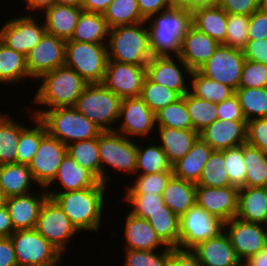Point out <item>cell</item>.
Segmentation results:
<instances>
[{
	"label": "cell",
	"instance_id": "obj_1",
	"mask_svg": "<svg viewBox=\"0 0 267 266\" xmlns=\"http://www.w3.org/2000/svg\"><path fill=\"white\" fill-rule=\"evenodd\" d=\"M153 57L179 56L182 41L192 26L191 0H179L172 7L147 19ZM173 52V53H171Z\"/></svg>",
	"mask_w": 267,
	"mask_h": 266
},
{
	"label": "cell",
	"instance_id": "obj_2",
	"mask_svg": "<svg viewBox=\"0 0 267 266\" xmlns=\"http://www.w3.org/2000/svg\"><path fill=\"white\" fill-rule=\"evenodd\" d=\"M107 185L98 181L82 190L57 192L46 190L48 196L63 210L79 233L98 232L102 225ZM105 200V201H104Z\"/></svg>",
	"mask_w": 267,
	"mask_h": 266
},
{
	"label": "cell",
	"instance_id": "obj_3",
	"mask_svg": "<svg viewBox=\"0 0 267 266\" xmlns=\"http://www.w3.org/2000/svg\"><path fill=\"white\" fill-rule=\"evenodd\" d=\"M41 84L33 97V104L44 109L74 107L77 99L89 84L72 68L66 65L42 75Z\"/></svg>",
	"mask_w": 267,
	"mask_h": 266
},
{
	"label": "cell",
	"instance_id": "obj_4",
	"mask_svg": "<svg viewBox=\"0 0 267 266\" xmlns=\"http://www.w3.org/2000/svg\"><path fill=\"white\" fill-rule=\"evenodd\" d=\"M33 113L45 125L47 133L66 146L81 140L98 138L102 130L74 107L39 109Z\"/></svg>",
	"mask_w": 267,
	"mask_h": 266
},
{
	"label": "cell",
	"instance_id": "obj_5",
	"mask_svg": "<svg viewBox=\"0 0 267 266\" xmlns=\"http://www.w3.org/2000/svg\"><path fill=\"white\" fill-rule=\"evenodd\" d=\"M146 22L109 29L108 61L147 65L153 57Z\"/></svg>",
	"mask_w": 267,
	"mask_h": 266
},
{
	"label": "cell",
	"instance_id": "obj_6",
	"mask_svg": "<svg viewBox=\"0 0 267 266\" xmlns=\"http://www.w3.org/2000/svg\"><path fill=\"white\" fill-rule=\"evenodd\" d=\"M121 98L102 83L88 84L74 108L102 131H114L120 116Z\"/></svg>",
	"mask_w": 267,
	"mask_h": 266
},
{
	"label": "cell",
	"instance_id": "obj_7",
	"mask_svg": "<svg viewBox=\"0 0 267 266\" xmlns=\"http://www.w3.org/2000/svg\"><path fill=\"white\" fill-rule=\"evenodd\" d=\"M98 147L102 183L107 185V182H109L108 168H111V170L113 168L115 171H120V173L125 175H136L137 142L132 141L115 130L102 131L98 136Z\"/></svg>",
	"mask_w": 267,
	"mask_h": 266
},
{
	"label": "cell",
	"instance_id": "obj_8",
	"mask_svg": "<svg viewBox=\"0 0 267 266\" xmlns=\"http://www.w3.org/2000/svg\"><path fill=\"white\" fill-rule=\"evenodd\" d=\"M107 63V43L66 41L65 65L89 84L103 82Z\"/></svg>",
	"mask_w": 267,
	"mask_h": 266
},
{
	"label": "cell",
	"instance_id": "obj_9",
	"mask_svg": "<svg viewBox=\"0 0 267 266\" xmlns=\"http://www.w3.org/2000/svg\"><path fill=\"white\" fill-rule=\"evenodd\" d=\"M223 231V221L194 204L180 217L178 249L191 250L198 243L214 238Z\"/></svg>",
	"mask_w": 267,
	"mask_h": 266
},
{
	"label": "cell",
	"instance_id": "obj_10",
	"mask_svg": "<svg viewBox=\"0 0 267 266\" xmlns=\"http://www.w3.org/2000/svg\"><path fill=\"white\" fill-rule=\"evenodd\" d=\"M31 13L9 18L0 29V41L25 56L47 32L45 23H37L39 20Z\"/></svg>",
	"mask_w": 267,
	"mask_h": 266
},
{
	"label": "cell",
	"instance_id": "obj_11",
	"mask_svg": "<svg viewBox=\"0 0 267 266\" xmlns=\"http://www.w3.org/2000/svg\"><path fill=\"white\" fill-rule=\"evenodd\" d=\"M35 229L62 254L65 253L68 242H71L70 239L79 232L50 197L41 206Z\"/></svg>",
	"mask_w": 267,
	"mask_h": 266
},
{
	"label": "cell",
	"instance_id": "obj_12",
	"mask_svg": "<svg viewBox=\"0 0 267 266\" xmlns=\"http://www.w3.org/2000/svg\"><path fill=\"white\" fill-rule=\"evenodd\" d=\"M245 60L242 50L220 44L198 71L208 79L237 90Z\"/></svg>",
	"mask_w": 267,
	"mask_h": 266
},
{
	"label": "cell",
	"instance_id": "obj_13",
	"mask_svg": "<svg viewBox=\"0 0 267 266\" xmlns=\"http://www.w3.org/2000/svg\"><path fill=\"white\" fill-rule=\"evenodd\" d=\"M18 266H34L56 260L62 253L37 230H17L11 236Z\"/></svg>",
	"mask_w": 267,
	"mask_h": 266
},
{
	"label": "cell",
	"instance_id": "obj_14",
	"mask_svg": "<svg viewBox=\"0 0 267 266\" xmlns=\"http://www.w3.org/2000/svg\"><path fill=\"white\" fill-rule=\"evenodd\" d=\"M224 232L242 263L267 247V230L264 224L234 217L224 223Z\"/></svg>",
	"mask_w": 267,
	"mask_h": 266
},
{
	"label": "cell",
	"instance_id": "obj_15",
	"mask_svg": "<svg viewBox=\"0 0 267 266\" xmlns=\"http://www.w3.org/2000/svg\"><path fill=\"white\" fill-rule=\"evenodd\" d=\"M145 68L150 81L176 91L181 97L189 92L187 80L192 70L179 56L152 57Z\"/></svg>",
	"mask_w": 267,
	"mask_h": 266
},
{
	"label": "cell",
	"instance_id": "obj_16",
	"mask_svg": "<svg viewBox=\"0 0 267 266\" xmlns=\"http://www.w3.org/2000/svg\"><path fill=\"white\" fill-rule=\"evenodd\" d=\"M118 122L121 125L115 131L131 140H134L132 137L135 138L136 136L147 138V136L153 135V130H156L155 113L141 97L123 98L121 100Z\"/></svg>",
	"mask_w": 267,
	"mask_h": 266
},
{
	"label": "cell",
	"instance_id": "obj_17",
	"mask_svg": "<svg viewBox=\"0 0 267 266\" xmlns=\"http://www.w3.org/2000/svg\"><path fill=\"white\" fill-rule=\"evenodd\" d=\"M145 66L108 61L102 84L121 99L140 97L146 77Z\"/></svg>",
	"mask_w": 267,
	"mask_h": 266
},
{
	"label": "cell",
	"instance_id": "obj_18",
	"mask_svg": "<svg viewBox=\"0 0 267 266\" xmlns=\"http://www.w3.org/2000/svg\"><path fill=\"white\" fill-rule=\"evenodd\" d=\"M66 41L45 33L39 43L26 55V64L31 78H39L65 65Z\"/></svg>",
	"mask_w": 267,
	"mask_h": 266
},
{
	"label": "cell",
	"instance_id": "obj_19",
	"mask_svg": "<svg viewBox=\"0 0 267 266\" xmlns=\"http://www.w3.org/2000/svg\"><path fill=\"white\" fill-rule=\"evenodd\" d=\"M67 154V146L47 134L42 140L28 167L38 187L46 188L56 177L60 164Z\"/></svg>",
	"mask_w": 267,
	"mask_h": 266
},
{
	"label": "cell",
	"instance_id": "obj_20",
	"mask_svg": "<svg viewBox=\"0 0 267 266\" xmlns=\"http://www.w3.org/2000/svg\"><path fill=\"white\" fill-rule=\"evenodd\" d=\"M238 192L235 186H196V204L225 223L237 215Z\"/></svg>",
	"mask_w": 267,
	"mask_h": 266
},
{
	"label": "cell",
	"instance_id": "obj_21",
	"mask_svg": "<svg viewBox=\"0 0 267 266\" xmlns=\"http://www.w3.org/2000/svg\"><path fill=\"white\" fill-rule=\"evenodd\" d=\"M192 25L220 44L226 38L227 12L214 0H191Z\"/></svg>",
	"mask_w": 267,
	"mask_h": 266
},
{
	"label": "cell",
	"instance_id": "obj_22",
	"mask_svg": "<svg viewBox=\"0 0 267 266\" xmlns=\"http://www.w3.org/2000/svg\"><path fill=\"white\" fill-rule=\"evenodd\" d=\"M199 137L214 151H222L247 143L246 120H215L199 132Z\"/></svg>",
	"mask_w": 267,
	"mask_h": 266
},
{
	"label": "cell",
	"instance_id": "obj_23",
	"mask_svg": "<svg viewBox=\"0 0 267 266\" xmlns=\"http://www.w3.org/2000/svg\"><path fill=\"white\" fill-rule=\"evenodd\" d=\"M43 189L38 193L32 191L25 195L7 198L6 207L15 231L36 227L41 206L49 197L45 188Z\"/></svg>",
	"mask_w": 267,
	"mask_h": 266
},
{
	"label": "cell",
	"instance_id": "obj_24",
	"mask_svg": "<svg viewBox=\"0 0 267 266\" xmlns=\"http://www.w3.org/2000/svg\"><path fill=\"white\" fill-rule=\"evenodd\" d=\"M191 251L202 266H242L224 231L214 238L198 243Z\"/></svg>",
	"mask_w": 267,
	"mask_h": 266
},
{
	"label": "cell",
	"instance_id": "obj_25",
	"mask_svg": "<svg viewBox=\"0 0 267 266\" xmlns=\"http://www.w3.org/2000/svg\"><path fill=\"white\" fill-rule=\"evenodd\" d=\"M219 45L192 25L182 41L179 57L192 71H198Z\"/></svg>",
	"mask_w": 267,
	"mask_h": 266
},
{
	"label": "cell",
	"instance_id": "obj_26",
	"mask_svg": "<svg viewBox=\"0 0 267 266\" xmlns=\"http://www.w3.org/2000/svg\"><path fill=\"white\" fill-rule=\"evenodd\" d=\"M124 227V249L160 250L168 247L157 235L151 224L144 218L128 212Z\"/></svg>",
	"mask_w": 267,
	"mask_h": 266
},
{
	"label": "cell",
	"instance_id": "obj_27",
	"mask_svg": "<svg viewBox=\"0 0 267 266\" xmlns=\"http://www.w3.org/2000/svg\"><path fill=\"white\" fill-rule=\"evenodd\" d=\"M82 11V8L54 4L39 16L44 18L47 33L68 41L74 34Z\"/></svg>",
	"mask_w": 267,
	"mask_h": 266
},
{
	"label": "cell",
	"instance_id": "obj_28",
	"mask_svg": "<svg viewBox=\"0 0 267 266\" xmlns=\"http://www.w3.org/2000/svg\"><path fill=\"white\" fill-rule=\"evenodd\" d=\"M159 139L158 144L166 153L173 165L183 158L199 138V132L193 129H176L173 127L156 126Z\"/></svg>",
	"mask_w": 267,
	"mask_h": 266
},
{
	"label": "cell",
	"instance_id": "obj_29",
	"mask_svg": "<svg viewBox=\"0 0 267 266\" xmlns=\"http://www.w3.org/2000/svg\"><path fill=\"white\" fill-rule=\"evenodd\" d=\"M213 151L214 149L199 137L191 150L172 165L173 176L196 184Z\"/></svg>",
	"mask_w": 267,
	"mask_h": 266
},
{
	"label": "cell",
	"instance_id": "obj_30",
	"mask_svg": "<svg viewBox=\"0 0 267 266\" xmlns=\"http://www.w3.org/2000/svg\"><path fill=\"white\" fill-rule=\"evenodd\" d=\"M57 181L63 188V191L58 189V192H69L93 187L99 180L67 153L59 166L56 177L45 189L49 190Z\"/></svg>",
	"mask_w": 267,
	"mask_h": 266
},
{
	"label": "cell",
	"instance_id": "obj_31",
	"mask_svg": "<svg viewBox=\"0 0 267 266\" xmlns=\"http://www.w3.org/2000/svg\"><path fill=\"white\" fill-rule=\"evenodd\" d=\"M267 216V187H241L238 192L239 219L264 224Z\"/></svg>",
	"mask_w": 267,
	"mask_h": 266
},
{
	"label": "cell",
	"instance_id": "obj_32",
	"mask_svg": "<svg viewBox=\"0 0 267 266\" xmlns=\"http://www.w3.org/2000/svg\"><path fill=\"white\" fill-rule=\"evenodd\" d=\"M161 196L164 204L181 217L196 204V184L172 176Z\"/></svg>",
	"mask_w": 267,
	"mask_h": 266
},
{
	"label": "cell",
	"instance_id": "obj_33",
	"mask_svg": "<svg viewBox=\"0 0 267 266\" xmlns=\"http://www.w3.org/2000/svg\"><path fill=\"white\" fill-rule=\"evenodd\" d=\"M37 184L26 164L0 165V187L7 198L31 193V185Z\"/></svg>",
	"mask_w": 267,
	"mask_h": 266
},
{
	"label": "cell",
	"instance_id": "obj_34",
	"mask_svg": "<svg viewBox=\"0 0 267 266\" xmlns=\"http://www.w3.org/2000/svg\"><path fill=\"white\" fill-rule=\"evenodd\" d=\"M109 27L100 13L82 11L70 40L88 43H107Z\"/></svg>",
	"mask_w": 267,
	"mask_h": 266
},
{
	"label": "cell",
	"instance_id": "obj_35",
	"mask_svg": "<svg viewBox=\"0 0 267 266\" xmlns=\"http://www.w3.org/2000/svg\"><path fill=\"white\" fill-rule=\"evenodd\" d=\"M28 78L32 79L28 73L26 56L0 41V84H18Z\"/></svg>",
	"mask_w": 267,
	"mask_h": 266
},
{
	"label": "cell",
	"instance_id": "obj_36",
	"mask_svg": "<svg viewBox=\"0 0 267 266\" xmlns=\"http://www.w3.org/2000/svg\"><path fill=\"white\" fill-rule=\"evenodd\" d=\"M0 112V165L16 163L20 132L26 127Z\"/></svg>",
	"mask_w": 267,
	"mask_h": 266
},
{
	"label": "cell",
	"instance_id": "obj_37",
	"mask_svg": "<svg viewBox=\"0 0 267 266\" xmlns=\"http://www.w3.org/2000/svg\"><path fill=\"white\" fill-rule=\"evenodd\" d=\"M189 78V92L198 98L218 104L235 94L230 86L208 79L199 71H192Z\"/></svg>",
	"mask_w": 267,
	"mask_h": 266
},
{
	"label": "cell",
	"instance_id": "obj_38",
	"mask_svg": "<svg viewBox=\"0 0 267 266\" xmlns=\"http://www.w3.org/2000/svg\"><path fill=\"white\" fill-rule=\"evenodd\" d=\"M31 115L33 117L31 120L36 126H26L20 132L16 163L29 165L39 148L41 140L48 134L44 123L34 114Z\"/></svg>",
	"mask_w": 267,
	"mask_h": 266
},
{
	"label": "cell",
	"instance_id": "obj_39",
	"mask_svg": "<svg viewBox=\"0 0 267 266\" xmlns=\"http://www.w3.org/2000/svg\"><path fill=\"white\" fill-rule=\"evenodd\" d=\"M143 144L137 143V167L136 175H147L161 173L173 170L172 164L169 162L166 153L162 150L157 141L144 148Z\"/></svg>",
	"mask_w": 267,
	"mask_h": 266
},
{
	"label": "cell",
	"instance_id": "obj_40",
	"mask_svg": "<svg viewBox=\"0 0 267 266\" xmlns=\"http://www.w3.org/2000/svg\"><path fill=\"white\" fill-rule=\"evenodd\" d=\"M67 153L101 182L98 138L73 142L67 145Z\"/></svg>",
	"mask_w": 267,
	"mask_h": 266
},
{
	"label": "cell",
	"instance_id": "obj_41",
	"mask_svg": "<svg viewBox=\"0 0 267 266\" xmlns=\"http://www.w3.org/2000/svg\"><path fill=\"white\" fill-rule=\"evenodd\" d=\"M103 16L109 29L146 21L141 15L137 0H113Z\"/></svg>",
	"mask_w": 267,
	"mask_h": 266
},
{
	"label": "cell",
	"instance_id": "obj_42",
	"mask_svg": "<svg viewBox=\"0 0 267 266\" xmlns=\"http://www.w3.org/2000/svg\"><path fill=\"white\" fill-rule=\"evenodd\" d=\"M235 95L247 122L256 118H267V87H239L235 90Z\"/></svg>",
	"mask_w": 267,
	"mask_h": 266
},
{
	"label": "cell",
	"instance_id": "obj_43",
	"mask_svg": "<svg viewBox=\"0 0 267 266\" xmlns=\"http://www.w3.org/2000/svg\"><path fill=\"white\" fill-rule=\"evenodd\" d=\"M246 187H267V153L244 144Z\"/></svg>",
	"mask_w": 267,
	"mask_h": 266
},
{
	"label": "cell",
	"instance_id": "obj_44",
	"mask_svg": "<svg viewBox=\"0 0 267 266\" xmlns=\"http://www.w3.org/2000/svg\"><path fill=\"white\" fill-rule=\"evenodd\" d=\"M146 220L167 246L178 248L180 231L179 216L171 210H159L151 213Z\"/></svg>",
	"mask_w": 267,
	"mask_h": 266
},
{
	"label": "cell",
	"instance_id": "obj_45",
	"mask_svg": "<svg viewBox=\"0 0 267 266\" xmlns=\"http://www.w3.org/2000/svg\"><path fill=\"white\" fill-rule=\"evenodd\" d=\"M185 102L191 118L193 130L201 132L205 127L218 120L217 103L185 94Z\"/></svg>",
	"mask_w": 267,
	"mask_h": 266
},
{
	"label": "cell",
	"instance_id": "obj_46",
	"mask_svg": "<svg viewBox=\"0 0 267 266\" xmlns=\"http://www.w3.org/2000/svg\"><path fill=\"white\" fill-rule=\"evenodd\" d=\"M156 126L173 127L176 129H193L188 113L185 95L176 102L169 104L155 113Z\"/></svg>",
	"mask_w": 267,
	"mask_h": 266
},
{
	"label": "cell",
	"instance_id": "obj_47",
	"mask_svg": "<svg viewBox=\"0 0 267 266\" xmlns=\"http://www.w3.org/2000/svg\"><path fill=\"white\" fill-rule=\"evenodd\" d=\"M196 186L220 188L231 186L224 166V155L221 151H213L205 163Z\"/></svg>",
	"mask_w": 267,
	"mask_h": 266
},
{
	"label": "cell",
	"instance_id": "obj_48",
	"mask_svg": "<svg viewBox=\"0 0 267 266\" xmlns=\"http://www.w3.org/2000/svg\"><path fill=\"white\" fill-rule=\"evenodd\" d=\"M140 97L154 113L181 98L176 91L156 84L147 77L144 79Z\"/></svg>",
	"mask_w": 267,
	"mask_h": 266
},
{
	"label": "cell",
	"instance_id": "obj_49",
	"mask_svg": "<svg viewBox=\"0 0 267 266\" xmlns=\"http://www.w3.org/2000/svg\"><path fill=\"white\" fill-rule=\"evenodd\" d=\"M173 247L158 250L124 249L123 266H169Z\"/></svg>",
	"mask_w": 267,
	"mask_h": 266
},
{
	"label": "cell",
	"instance_id": "obj_50",
	"mask_svg": "<svg viewBox=\"0 0 267 266\" xmlns=\"http://www.w3.org/2000/svg\"><path fill=\"white\" fill-rule=\"evenodd\" d=\"M224 155V166L231 186L246 187V165L244 163V144L221 151Z\"/></svg>",
	"mask_w": 267,
	"mask_h": 266
},
{
	"label": "cell",
	"instance_id": "obj_51",
	"mask_svg": "<svg viewBox=\"0 0 267 266\" xmlns=\"http://www.w3.org/2000/svg\"><path fill=\"white\" fill-rule=\"evenodd\" d=\"M135 181L133 185L126 188L125 194H154L162 195L167 182L173 176V170L164 171L161 173L147 174V175H135Z\"/></svg>",
	"mask_w": 267,
	"mask_h": 266
},
{
	"label": "cell",
	"instance_id": "obj_52",
	"mask_svg": "<svg viewBox=\"0 0 267 266\" xmlns=\"http://www.w3.org/2000/svg\"><path fill=\"white\" fill-rule=\"evenodd\" d=\"M250 16L245 14H228L226 38L222 43L225 46L233 49L244 50L249 40L248 37V23Z\"/></svg>",
	"mask_w": 267,
	"mask_h": 266
},
{
	"label": "cell",
	"instance_id": "obj_53",
	"mask_svg": "<svg viewBox=\"0 0 267 266\" xmlns=\"http://www.w3.org/2000/svg\"><path fill=\"white\" fill-rule=\"evenodd\" d=\"M124 202L131 205L129 209L133 215L147 219L151 213L159 210H170L163 201L161 195L154 194H125Z\"/></svg>",
	"mask_w": 267,
	"mask_h": 266
},
{
	"label": "cell",
	"instance_id": "obj_54",
	"mask_svg": "<svg viewBox=\"0 0 267 266\" xmlns=\"http://www.w3.org/2000/svg\"><path fill=\"white\" fill-rule=\"evenodd\" d=\"M239 87H267V64L245 60Z\"/></svg>",
	"mask_w": 267,
	"mask_h": 266
},
{
	"label": "cell",
	"instance_id": "obj_55",
	"mask_svg": "<svg viewBox=\"0 0 267 266\" xmlns=\"http://www.w3.org/2000/svg\"><path fill=\"white\" fill-rule=\"evenodd\" d=\"M247 144L267 153V118L247 122Z\"/></svg>",
	"mask_w": 267,
	"mask_h": 266
},
{
	"label": "cell",
	"instance_id": "obj_56",
	"mask_svg": "<svg viewBox=\"0 0 267 266\" xmlns=\"http://www.w3.org/2000/svg\"><path fill=\"white\" fill-rule=\"evenodd\" d=\"M228 14L250 16L261 7V0H214Z\"/></svg>",
	"mask_w": 267,
	"mask_h": 266
},
{
	"label": "cell",
	"instance_id": "obj_57",
	"mask_svg": "<svg viewBox=\"0 0 267 266\" xmlns=\"http://www.w3.org/2000/svg\"><path fill=\"white\" fill-rule=\"evenodd\" d=\"M248 37L249 40L267 38V9L260 7L250 15Z\"/></svg>",
	"mask_w": 267,
	"mask_h": 266
},
{
	"label": "cell",
	"instance_id": "obj_58",
	"mask_svg": "<svg viewBox=\"0 0 267 266\" xmlns=\"http://www.w3.org/2000/svg\"><path fill=\"white\" fill-rule=\"evenodd\" d=\"M217 113L222 120H246L235 94L217 104Z\"/></svg>",
	"mask_w": 267,
	"mask_h": 266
},
{
	"label": "cell",
	"instance_id": "obj_59",
	"mask_svg": "<svg viewBox=\"0 0 267 266\" xmlns=\"http://www.w3.org/2000/svg\"><path fill=\"white\" fill-rule=\"evenodd\" d=\"M243 52L246 60L267 64V38L248 40Z\"/></svg>",
	"mask_w": 267,
	"mask_h": 266
},
{
	"label": "cell",
	"instance_id": "obj_60",
	"mask_svg": "<svg viewBox=\"0 0 267 266\" xmlns=\"http://www.w3.org/2000/svg\"><path fill=\"white\" fill-rule=\"evenodd\" d=\"M142 17L147 20L165 9L172 7L179 0H137Z\"/></svg>",
	"mask_w": 267,
	"mask_h": 266
},
{
	"label": "cell",
	"instance_id": "obj_61",
	"mask_svg": "<svg viewBox=\"0 0 267 266\" xmlns=\"http://www.w3.org/2000/svg\"><path fill=\"white\" fill-rule=\"evenodd\" d=\"M169 266H202L191 250L173 248Z\"/></svg>",
	"mask_w": 267,
	"mask_h": 266
},
{
	"label": "cell",
	"instance_id": "obj_62",
	"mask_svg": "<svg viewBox=\"0 0 267 266\" xmlns=\"http://www.w3.org/2000/svg\"><path fill=\"white\" fill-rule=\"evenodd\" d=\"M0 266H18L11 237H0Z\"/></svg>",
	"mask_w": 267,
	"mask_h": 266
},
{
	"label": "cell",
	"instance_id": "obj_63",
	"mask_svg": "<svg viewBox=\"0 0 267 266\" xmlns=\"http://www.w3.org/2000/svg\"><path fill=\"white\" fill-rule=\"evenodd\" d=\"M15 232L6 205L0 208V237H10Z\"/></svg>",
	"mask_w": 267,
	"mask_h": 266
},
{
	"label": "cell",
	"instance_id": "obj_64",
	"mask_svg": "<svg viewBox=\"0 0 267 266\" xmlns=\"http://www.w3.org/2000/svg\"><path fill=\"white\" fill-rule=\"evenodd\" d=\"M113 0H83L81 8L85 12L103 14Z\"/></svg>",
	"mask_w": 267,
	"mask_h": 266
},
{
	"label": "cell",
	"instance_id": "obj_65",
	"mask_svg": "<svg viewBox=\"0 0 267 266\" xmlns=\"http://www.w3.org/2000/svg\"><path fill=\"white\" fill-rule=\"evenodd\" d=\"M24 1L27 4L25 6L30 10V12L36 11L37 13L35 14L37 15L38 14L41 15V13H43L47 8H50L54 4H57V0H24Z\"/></svg>",
	"mask_w": 267,
	"mask_h": 266
},
{
	"label": "cell",
	"instance_id": "obj_66",
	"mask_svg": "<svg viewBox=\"0 0 267 266\" xmlns=\"http://www.w3.org/2000/svg\"><path fill=\"white\" fill-rule=\"evenodd\" d=\"M242 266H267V247L244 261Z\"/></svg>",
	"mask_w": 267,
	"mask_h": 266
},
{
	"label": "cell",
	"instance_id": "obj_67",
	"mask_svg": "<svg viewBox=\"0 0 267 266\" xmlns=\"http://www.w3.org/2000/svg\"><path fill=\"white\" fill-rule=\"evenodd\" d=\"M83 0H57V4L81 8Z\"/></svg>",
	"mask_w": 267,
	"mask_h": 266
},
{
	"label": "cell",
	"instance_id": "obj_68",
	"mask_svg": "<svg viewBox=\"0 0 267 266\" xmlns=\"http://www.w3.org/2000/svg\"><path fill=\"white\" fill-rule=\"evenodd\" d=\"M62 257H63V254H61L56 260H53V261H50L44 264L34 265V266H60L59 264H61V262L63 261Z\"/></svg>",
	"mask_w": 267,
	"mask_h": 266
},
{
	"label": "cell",
	"instance_id": "obj_69",
	"mask_svg": "<svg viewBox=\"0 0 267 266\" xmlns=\"http://www.w3.org/2000/svg\"><path fill=\"white\" fill-rule=\"evenodd\" d=\"M7 197L4 194L3 189L0 187V208L6 205Z\"/></svg>",
	"mask_w": 267,
	"mask_h": 266
},
{
	"label": "cell",
	"instance_id": "obj_70",
	"mask_svg": "<svg viewBox=\"0 0 267 266\" xmlns=\"http://www.w3.org/2000/svg\"><path fill=\"white\" fill-rule=\"evenodd\" d=\"M261 7L267 9V0H261Z\"/></svg>",
	"mask_w": 267,
	"mask_h": 266
},
{
	"label": "cell",
	"instance_id": "obj_71",
	"mask_svg": "<svg viewBox=\"0 0 267 266\" xmlns=\"http://www.w3.org/2000/svg\"><path fill=\"white\" fill-rule=\"evenodd\" d=\"M264 227L267 230V216H266V219H265Z\"/></svg>",
	"mask_w": 267,
	"mask_h": 266
}]
</instances>
